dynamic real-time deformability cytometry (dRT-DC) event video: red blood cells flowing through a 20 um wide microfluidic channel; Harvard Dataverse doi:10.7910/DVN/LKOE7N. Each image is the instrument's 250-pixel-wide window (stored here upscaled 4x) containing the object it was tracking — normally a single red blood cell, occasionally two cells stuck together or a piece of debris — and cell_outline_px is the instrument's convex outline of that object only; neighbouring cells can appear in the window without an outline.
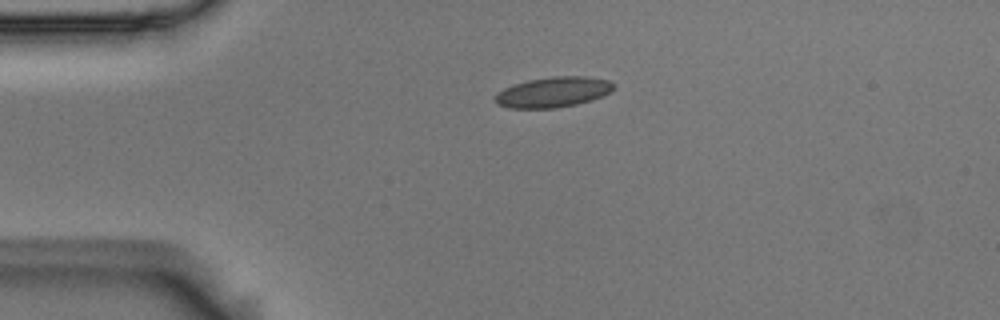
{"species": "Egyptian fruit bat (a non-hibernating species)", "species_latin": "Rousettus aegyptiacus", "temperature_condition": "room temperature", "stored_images_in_passage": 43, "camera_frame_rate_fps": 3000, "um_per_image_px": 0.085, "animal": {"sex": "male"}, "frame": {"image": 1, "passage_image": 1, "time_ms": 0.0, "image_size_px": [1000, 320], "cell_outline_px": [[616, 84], [612, 92], [592, 100], [576, 104], [556, 108], [508, 108], [496, 104], [496, 96], [504, 88], [528, 80], [556, 76], [584, 76], [608, 80]], "centroid_in_image_um": [47.07, 7.83], "position_along_channel_um": 37.9, "area_um2": 20.87}}
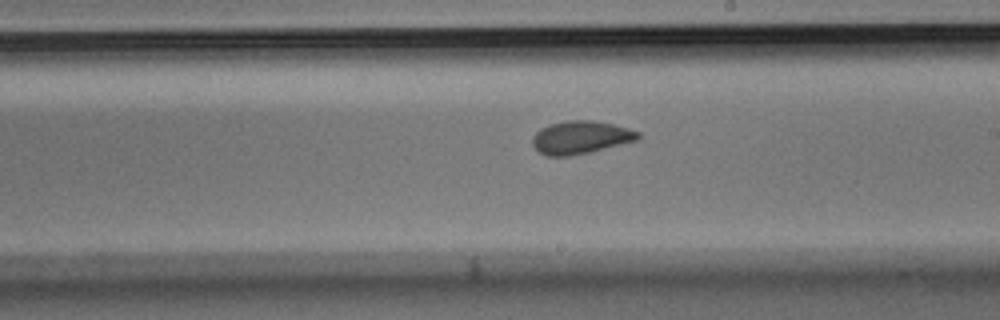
{"frame": {"image": 2, "passage_image": 20, "time_ms": 6.333, "image_size_px": [1000, 320], "cell_outline_px": [[640, 140], [572, 156], [548, 156], [540, 152], [532, 144], [532, 136], [540, 128], [548, 124], [564, 120], [592, 120], [612, 124], [628, 128], [640, 132]], "centroid_in_image_um": [49.36, 11.67], "position_along_channel_um": 239.6, "area_um2": 20.46}}
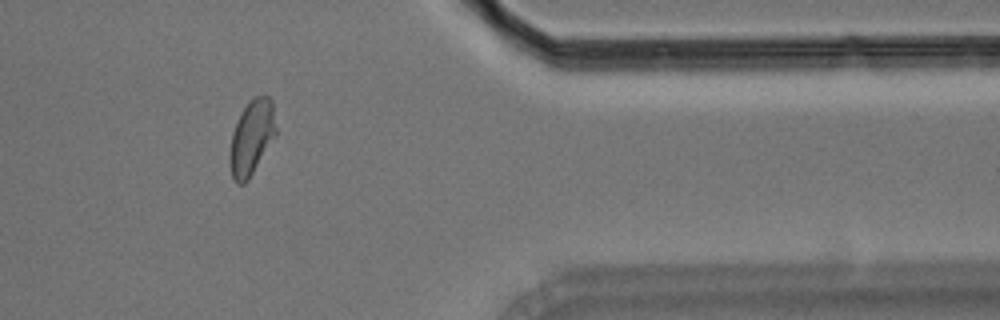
{"frame": {"image": 3, "passage_image": 34, "time_ms": 11.0, "image_size_px": [1000, 320], "cell_outline_px": [[276, 136], [248, 180], [244, 184], [236, 184], [232, 176], [232, 132], [248, 100], [252, 96], [268, 96], [272, 100], [276, 128]], "centroid_in_image_um": [21.44, 11.65], "position_along_channel_um": 390.0, "area_um2": 19.59}, "authors_computed_cell_mechanics": {"area_um2": 20.1144, "velocity_mm_per_s": 3.659, "shape_relaxation_time_tau1_ms": 7.3905, "shape_relaxation_time_tau2_ms": 1.6481, "deformation_change_tau1": 0.1428, "deformation_change_tau2": 0.0511}}